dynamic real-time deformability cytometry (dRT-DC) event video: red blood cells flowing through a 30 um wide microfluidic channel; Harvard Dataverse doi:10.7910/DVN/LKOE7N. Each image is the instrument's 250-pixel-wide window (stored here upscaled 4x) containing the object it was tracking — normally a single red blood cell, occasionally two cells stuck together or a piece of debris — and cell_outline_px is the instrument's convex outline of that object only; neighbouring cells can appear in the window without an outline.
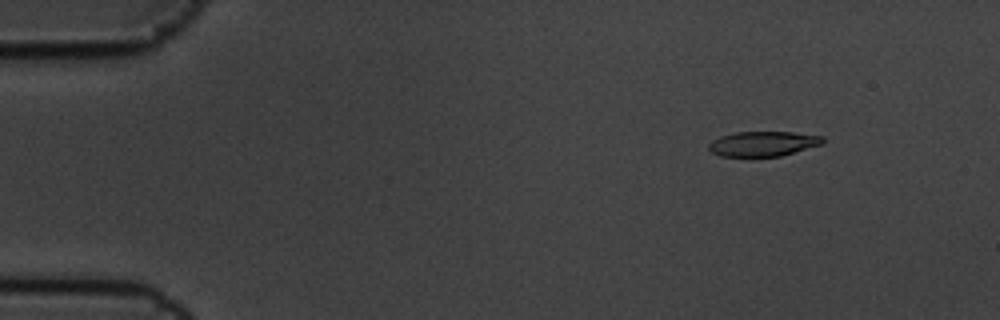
{"species": "common noctule bat (a hibernating species)", "species_latin": "Nyctalus noctula", "temperature_condition": "cold", "stored_images_in_passage": 6, "camera_frame_rate_fps": 3000, "um_per_image_px": 0.085, "animal": {"sex": "male", "body_mass_g": 19.5, "forearm_length_mm": 54.6}, "frame": {"image": 1, "passage_image": 2, "time_ms": 0.333, "image_size_px": [1000, 320], "cell_outline_px": [[824, 144], [780, 156], [720, 156], [712, 152], [708, 148], [708, 144], [712, 140], [720, 136], [736, 132], [792, 132], [824, 136]], "centroid_in_image_um": [64.88, 12.21], "position_along_channel_um": 20.1, "area_um2": 16.59}}
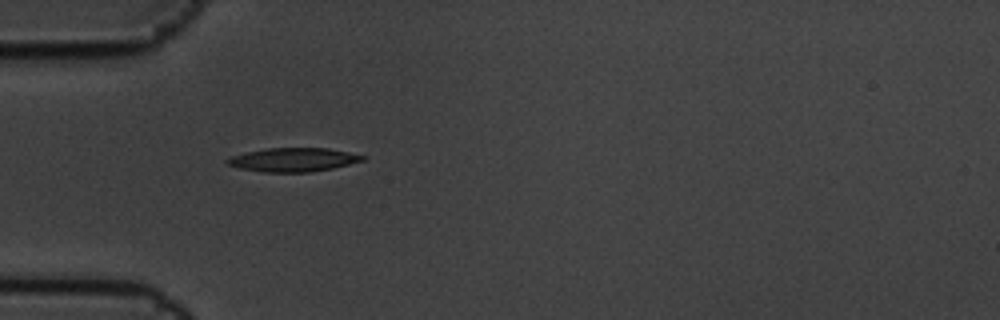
{"frame": {"image": 2, "passage_image": 5, "time_ms": 1.333, "image_size_px": [1000, 320], "cell_outline_px": [[368, 156], [364, 160], [332, 168], [308, 172], [264, 172], [240, 168], [228, 164], [224, 160], [232, 156], [248, 152], [268, 148], [328, 148]], "centroid_in_image_um": [24.95, 13.57], "position_along_channel_um": 60.1, "area_um2": 18.5}}
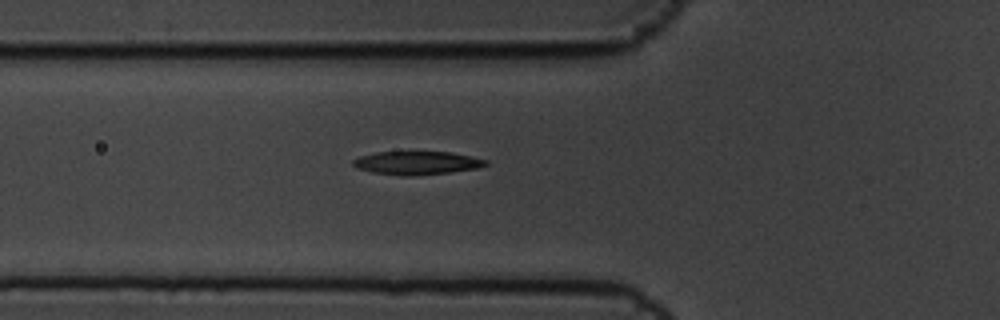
{"frame": {"image": 3, "passage_image": 6, "time_ms": 1.667, "image_size_px": [1000, 320], "cell_outline_px": [[488, 164], [480, 168], [448, 172], [412, 176], [404, 176], [372, 172], [356, 168], [352, 164], [352, 160], [360, 156], [376, 152], [448, 152], [488, 160]], "centroid_in_image_um": [35.41, 13.85], "position_along_channel_um": 90.4, "area_um2": 17.92}}